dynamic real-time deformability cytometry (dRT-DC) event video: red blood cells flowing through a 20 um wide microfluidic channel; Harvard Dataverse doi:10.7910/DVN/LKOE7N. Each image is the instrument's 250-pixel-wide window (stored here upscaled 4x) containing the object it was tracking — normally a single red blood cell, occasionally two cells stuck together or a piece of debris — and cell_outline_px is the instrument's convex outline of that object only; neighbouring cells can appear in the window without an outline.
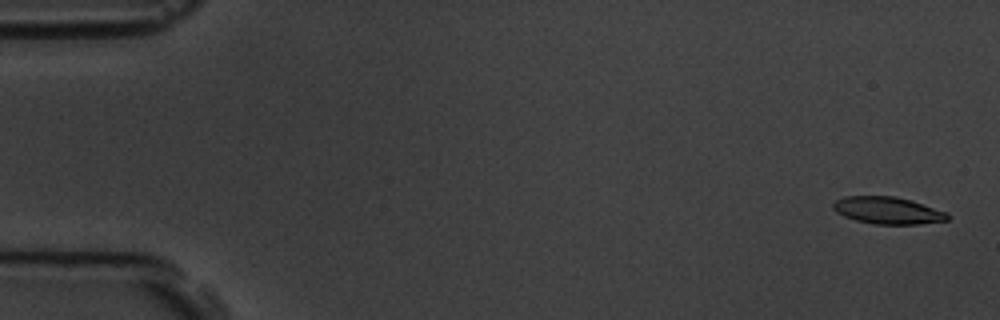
{"species": "common noctule bat (a hibernating species)", "species_latin": "Nyctalus noctula", "temperature_condition": "room temperature", "stored_images_in_passage": 6, "camera_frame_rate_fps": 3000, "um_per_image_px": 0.085, "animal": {"sex": "male", "body_mass_g": 19.5, "forearm_length_mm": 54.6}, "frame": {"image": 1, "passage_image": 1, "time_ms": 0.0, "image_size_px": [1000, 320], "cell_outline_px": [[948, 220], [916, 224], [872, 224], [856, 220], [844, 216], [836, 212], [832, 208], [832, 204], [836, 200], [844, 196], [896, 196], [912, 200], [948, 212]], "centroid_in_image_um": [75.44, 17.88], "position_along_channel_um": 9.6, "area_um2": 18.15}}
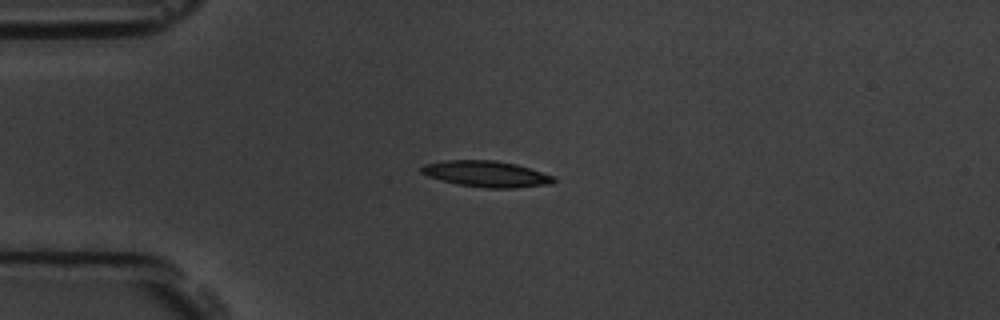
{"frame": {"image": 2, "passage_image": 4, "time_ms": 4.0, "image_size_px": [1000, 320], "cell_outline_px": [[556, 180], [552, 184], [516, 188], [484, 188], [460, 184], [440, 180], [428, 176], [420, 172], [420, 168], [424, 164], [444, 160], [496, 160], [516, 164], [556, 176]], "centroid_in_image_um": [41.37, 14.78], "position_along_channel_um": 43.6, "area_um2": 20.29}}
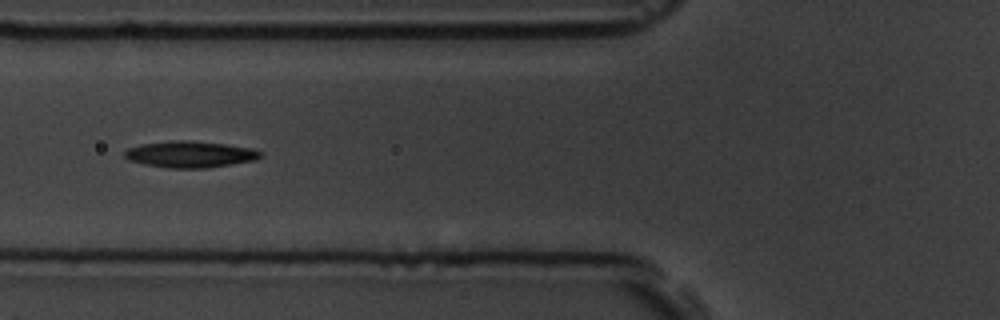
{"frame": {"image": 3, "passage_image": 6, "time_ms": 6.333, "image_size_px": [1000, 320], "cell_outline_px": [[260, 156], [256, 160], [232, 164], [204, 168], [168, 168], [144, 164], [128, 160], [124, 156], [124, 152], [128, 148], [140, 144], [172, 140], [188, 140], [224, 144], [252, 148], [260, 152]], "centroid_in_image_um": [16.11, 13.11], "position_along_channel_um": 109.7, "area_um2": 20.87}}